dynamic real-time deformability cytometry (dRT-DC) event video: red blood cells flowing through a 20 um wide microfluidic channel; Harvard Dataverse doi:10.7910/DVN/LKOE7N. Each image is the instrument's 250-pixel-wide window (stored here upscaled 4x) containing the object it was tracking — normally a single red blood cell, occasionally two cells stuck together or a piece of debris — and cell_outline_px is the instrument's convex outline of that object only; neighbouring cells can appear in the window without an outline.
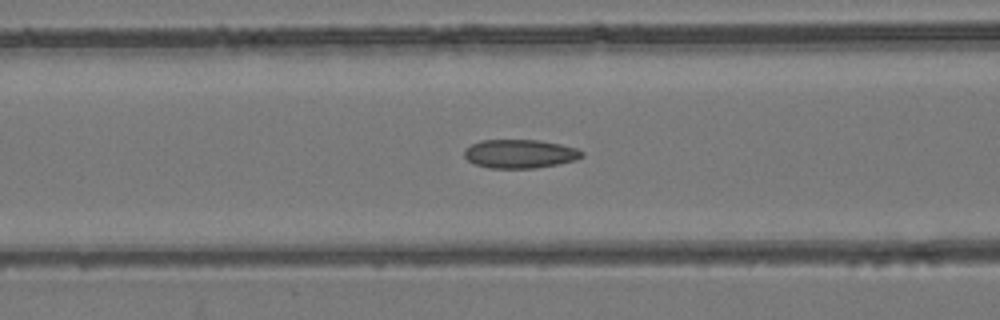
{"species": "common noctule bat (a hibernating species)", "species_latin": "Nyctalus noctula", "temperature_condition": "room temperature", "stored_images_in_passage": 52, "camera_frame_rate_fps": 3000, "um_per_image_px": 0.085, "animal": {"sex": "female", "body_mass_g": 24.6, "forearm_length_mm": 56.2}, "frame": {"image": 1, "passage_image": 21, "time_ms": 6.667, "image_size_px": [1000, 320], "cell_outline_px": [[584, 156], [576, 160], [536, 168], [488, 168], [476, 164], [468, 160], [464, 156], [464, 148], [480, 140], [540, 140], [560, 144], [576, 148], [584, 152]], "centroid_in_image_um": [44.19, 13.07], "position_along_channel_um": 122.4, "area_um2": 19.71}}
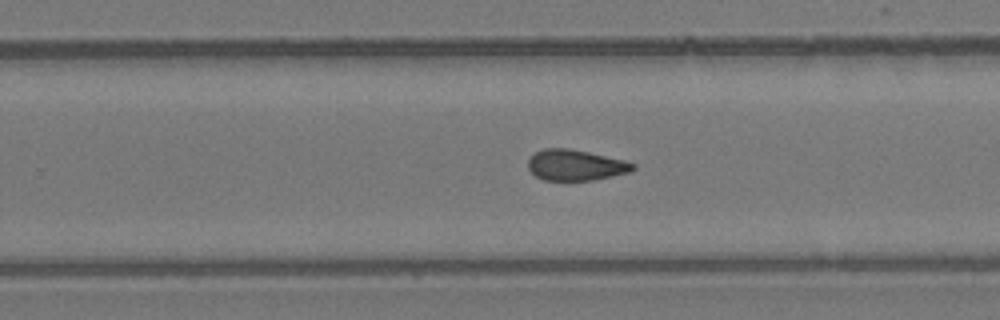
{"frame": {"image": 2, "passage_image": 33, "time_ms": 10.667, "image_size_px": [1000, 320], "cell_outline_px": [[636, 168], [632, 172], [592, 180], [544, 180], [536, 176], [528, 168], [528, 160], [536, 152], [544, 148], [568, 148], [588, 152], [624, 160], [636, 164]], "centroid_in_image_um": [48.95, 14.03], "position_along_channel_um": 280.9, "area_um2": 18.79}}
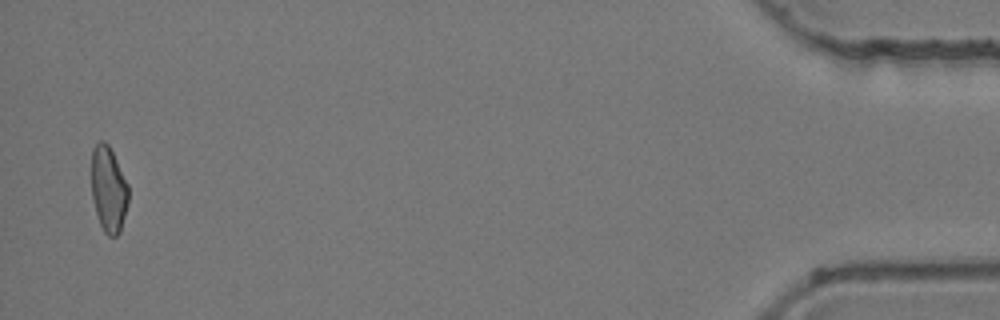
{"frame": {"image": 3, "passage_image": 51, "time_ms": 16.667, "image_size_px": [1000, 320], "cell_outline_px": [[128, 204], [120, 232], [116, 236], [108, 236], [104, 232], [100, 224], [96, 212], [92, 196], [92, 148], [100, 140], [104, 140], [108, 144], [128, 184]], "centroid_in_image_um": [9.23, 16.09], "position_along_channel_um": 426.0, "area_um2": 18.38}, "authors_computed_cell_mechanics": {"area_um2": 19.3919, "velocity_mm_per_s": 3.9755, "shape_relaxation_time_tau1_ms": null, "shape_relaxation_time_tau2_ms": 6.6589, "deformation_change_tau1": null, "deformation_change_tau2": 0.1394}}